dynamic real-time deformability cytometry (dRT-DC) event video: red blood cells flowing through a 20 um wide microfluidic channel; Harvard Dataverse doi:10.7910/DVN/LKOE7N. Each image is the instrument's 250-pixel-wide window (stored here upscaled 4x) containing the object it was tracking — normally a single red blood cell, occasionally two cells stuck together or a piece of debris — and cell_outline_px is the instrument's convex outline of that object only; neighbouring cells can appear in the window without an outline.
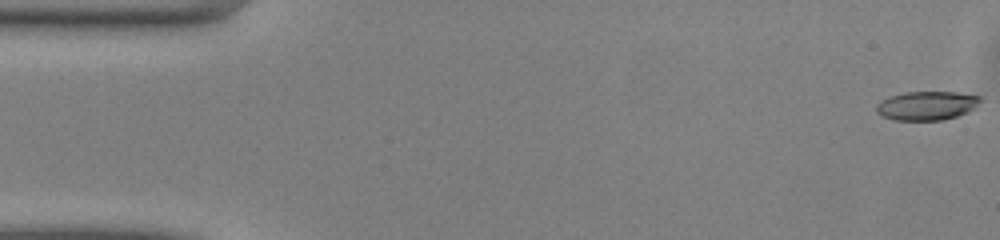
{"species": "common noctule bat (a hibernating species)", "species_latin": "Nyctalus noctula", "temperature_condition": "warm", "stored_images_in_passage": 14, "camera_frame_rate_fps": 3000, "um_per_image_px": 0.085, "animal": {"sex": "male", "body_mass_g": 13.0, "forearm_length_mm": 53.1}, "frame": {"image": 1, "passage_image": 1, "time_ms": 0.0, "image_size_px": [1000, 240], "cell_outline_px": [[984, 100], [976, 108], [968, 112], [944, 120], [892, 120], [876, 112], [876, 104], [880, 100], [888, 96], [904, 92], [956, 92], [984, 96]], "centroid_in_image_um": [78.82, 8.97], "position_along_channel_um": 6.2, "area_um2": 17.92}}
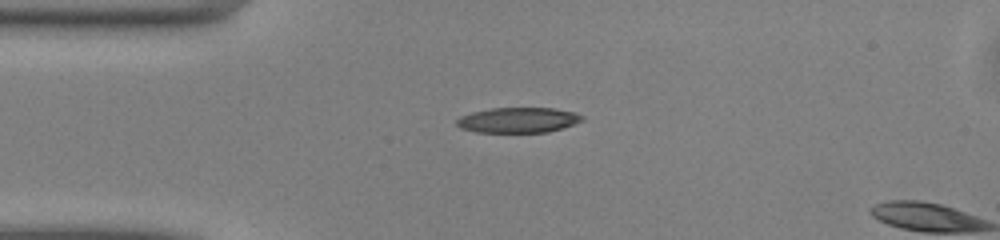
{"frame": {"image": 2, "passage_image": 12, "time_ms": 3.667, "image_size_px": [1000, 240], "cell_outline_px": [[584, 120], [564, 128], [548, 132], [476, 132], [460, 128], [456, 124], [456, 120], [460, 116], [472, 112], [492, 108], [556, 108], [572, 112], [584, 116]], "centroid_in_image_um": [44.05, 10.21], "position_along_channel_um": 41.0, "area_um2": 18.55}}